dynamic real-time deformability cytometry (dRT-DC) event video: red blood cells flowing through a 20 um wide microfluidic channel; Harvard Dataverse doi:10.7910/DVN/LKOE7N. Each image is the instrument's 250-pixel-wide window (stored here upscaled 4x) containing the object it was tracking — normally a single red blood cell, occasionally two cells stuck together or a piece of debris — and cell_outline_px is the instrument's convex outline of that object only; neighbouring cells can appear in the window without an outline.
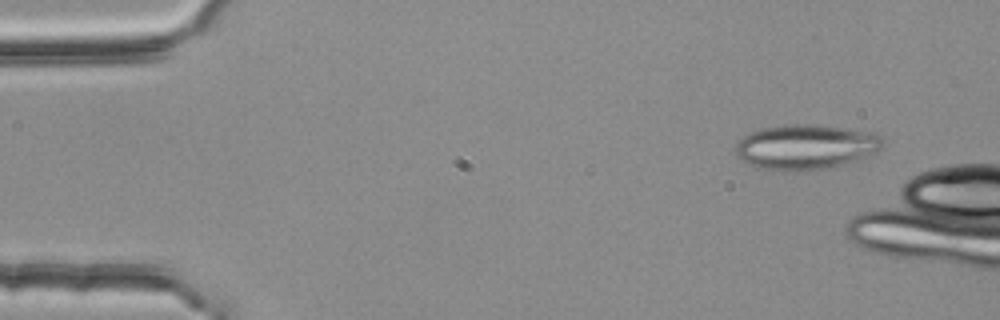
{"species": "common noctule bat (a hibernating species)", "species_latin": "Nyctalus noctula", "temperature_condition": "room temperature", "stored_images_in_passage": 4, "camera_frame_rate_fps": 3000, "um_per_image_px": 0.085, "animal": {"sex": "female", "body_mass_g": 25.1}, "frame": {"image": 1, "passage_image": 2, "time_ms": 0.333, "image_size_px": [1000, 320], "cell_outline_px": [[884, 144], [876, 152], [856, 160], [824, 168], [764, 168], [748, 164], [736, 156], [736, 144], [744, 136], [760, 128], [788, 124], [816, 124], [876, 132], [884, 136]], "centroid_in_image_um": [68.54, 12.42], "position_along_channel_um": 16.5, "area_um2": 37.74}}